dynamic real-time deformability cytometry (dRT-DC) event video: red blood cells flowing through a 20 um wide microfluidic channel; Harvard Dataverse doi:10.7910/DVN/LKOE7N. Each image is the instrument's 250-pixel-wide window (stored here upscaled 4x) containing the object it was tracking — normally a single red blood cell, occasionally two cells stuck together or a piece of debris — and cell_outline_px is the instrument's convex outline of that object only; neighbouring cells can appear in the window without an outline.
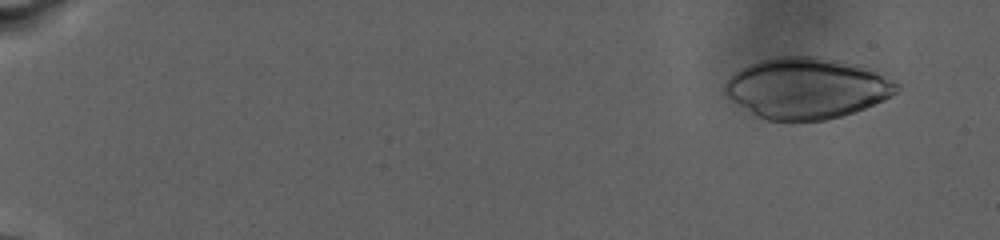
{"species": "human", "species_latin": "Homo sapiens", "temperature_condition": "warm", "stored_images_in_passage": 42, "camera_frame_rate_fps": 3000, "um_per_image_px": 0.085, "donor": {"sex": "male"}, "frame": {"image": 1, "passage_image": 4, "time_ms": 1.667, "image_size_px": [1000, 240], "cell_outline_px": [[900, 88], [896, 92], [864, 108], [840, 116], [824, 120], [768, 120], [756, 116], [728, 96], [724, 92], [724, 84], [740, 68], [748, 64], [760, 60], [780, 56], [820, 56], [876, 68], [900, 84]], "centroid_in_image_um": [68.62, 7.46], "position_along_channel_um": 16.4, "area_um2": 60.92}}
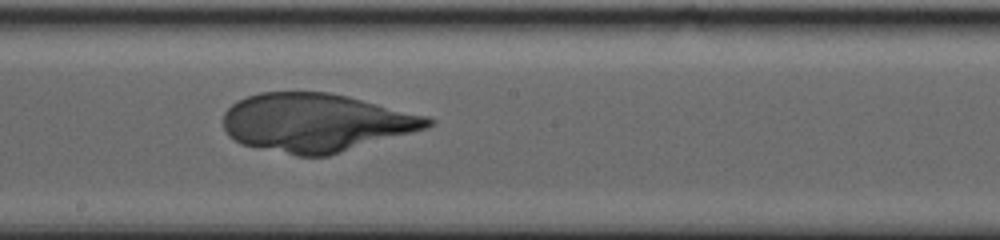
{"frame": {"image": 2, "passage_image": 21, "time_ms": 16.0, "image_size_px": [1000, 240], "cell_outline_px": [[436, 120], [432, 124], [424, 128], [328, 156], [296, 156], [240, 144], [228, 136], [224, 128], [224, 112], [232, 104], [248, 96], [260, 92], [328, 92], [348, 96], [428, 116]], "centroid_in_image_um": [26.81, 10.42], "position_along_channel_um": 221.4, "area_um2": 69.19}}
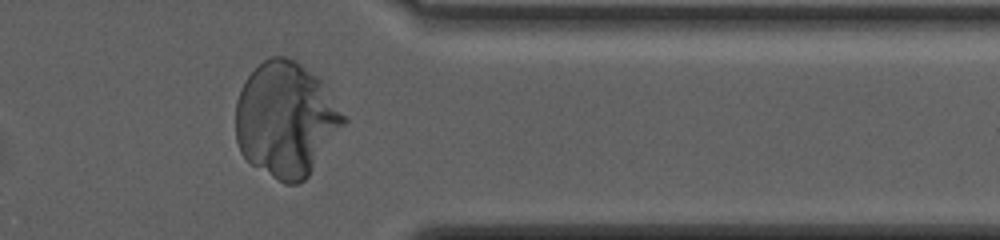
{"frame": {"image": 3, "passage_image": 35, "time_ms": 22.333, "image_size_px": [1000, 240], "cell_outline_px": [[348, 120], [308, 176], [304, 180], [296, 184], [284, 184], [252, 164], [240, 152], [236, 140], [236, 100], [240, 88], [244, 80], [264, 60], [272, 56], [284, 56], [296, 60], [316, 76], [324, 84]], "centroid_in_image_um": [24.29, 10.15], "position_along_channel_um": 387.1, "area_um2": 71.9}}